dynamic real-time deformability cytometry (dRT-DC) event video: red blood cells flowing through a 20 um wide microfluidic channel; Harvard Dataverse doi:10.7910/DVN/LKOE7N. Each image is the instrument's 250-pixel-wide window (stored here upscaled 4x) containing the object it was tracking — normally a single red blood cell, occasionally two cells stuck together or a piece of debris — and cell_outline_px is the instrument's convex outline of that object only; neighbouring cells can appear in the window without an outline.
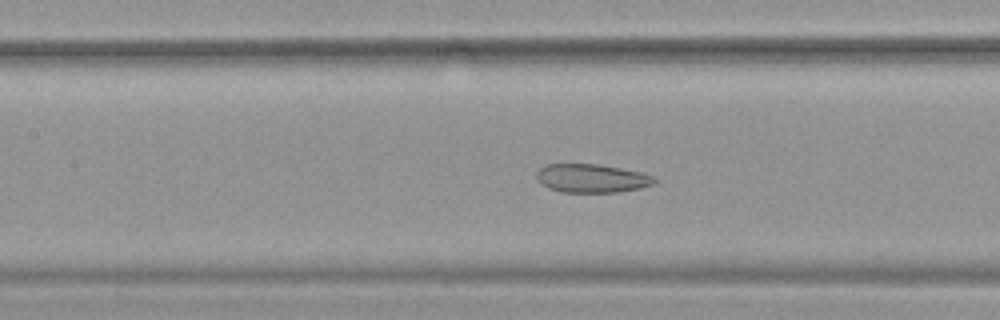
{"species": "common noctule bat (a hibernating species)", "species_latin": "Nyctalus noctula", "temperature_condition": "warm", "stored_images_in_passage": 53, "camera_frame_rate_fps": 3000, "um_per_image_px": 0.085, "animal": {"sex": "female", "body_mass_g": 19.9}, "frame": {"image": 1, "passage_image": 24, "time_ms": 7.667, "image_size_px": [1000, 320], "cell_outline_px": [[656, 180], [652, 184], [640, 188], [616, 192], [560, 192], [548, 188], [540, 184], [536, 180], [536, 172], [540, 168], [548, 164], [596, 164], [620, 168], [640, 172], [652, 176]], "centroid_in_image_um": [50.23, 15.16], "position_along_channel_um": 157.2, "area_um2": 19.54}}
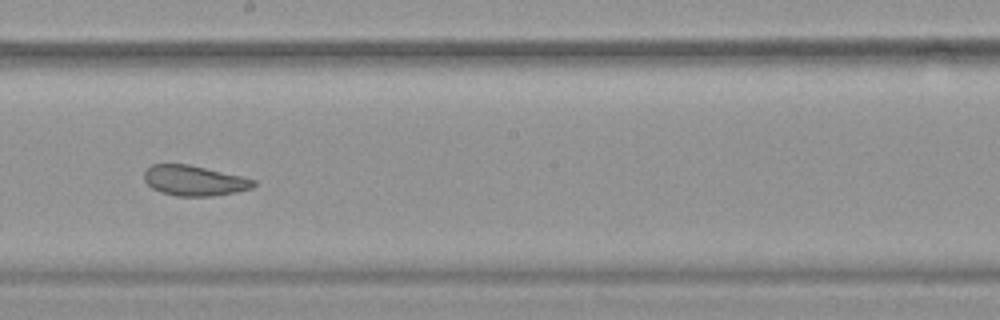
{"frame": {"image": 2, "passage_image": 30, "time_ms": 9.667, "image_size_px": [1000, 320], "cell_outline_px": [[256, 184], [252, 188], [236, 192], [212, 196], [176, 196], [160, 192], [152, 188], [144, 180], [144, 168], [152, 164], [188, 164], [244, 176], [256, 180]], "centroid_in_image_um": [16.51, 15.34], "position_along_channel_um": 231.7, "area_um2": 19.54}}
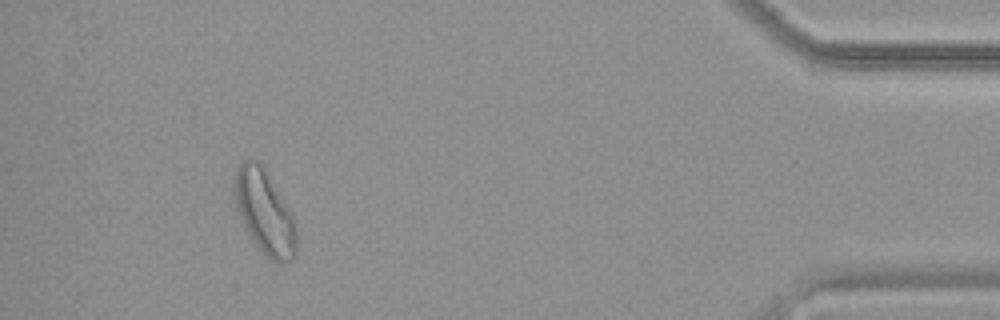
{"frame": {"image": 3, "passage_image": 49, "time_ms": 16.0, "image_size_px": [1000, 320], "cell_outline_px": [[296, 248], [292, 260], [272, 260], [256, 244], [248, 232], [244, 224], [236, 204], [236, 172], [240, 164], [244, 160], [260, 160], [292, 216], [296, 228]], "centroid_in_image_um": [22.51, 18.0], "position_along_channel_um": 412.7, "area_um2": 28.84}, "authors_computed_cell_mechanics": {"area_um2": 24.6228, "velocity_mm_per_s": 3.752, "shape_relaxation_time_tau1_ms": null, "shape_relaxation_time_tau2_ms": 2.6062, "deformation_change_tau1": null, "deformation_change_tau2": 0.0882}}